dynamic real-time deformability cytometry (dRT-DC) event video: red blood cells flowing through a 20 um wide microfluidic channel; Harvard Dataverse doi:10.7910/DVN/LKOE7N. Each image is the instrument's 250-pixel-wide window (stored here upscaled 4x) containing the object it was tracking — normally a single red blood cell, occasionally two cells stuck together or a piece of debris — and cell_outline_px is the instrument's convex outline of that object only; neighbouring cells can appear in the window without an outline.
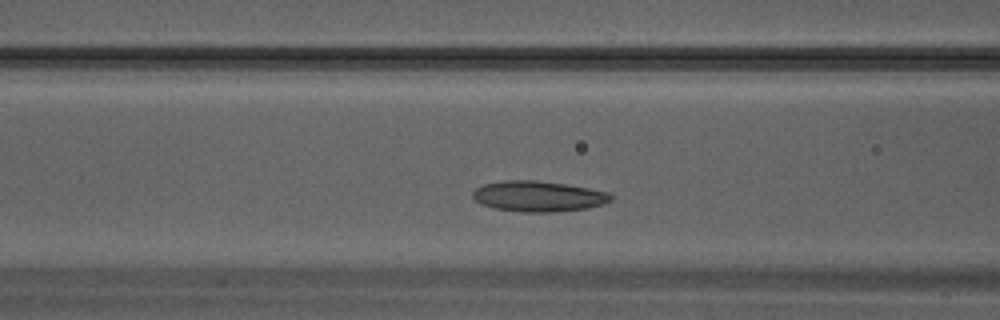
{"species": "Egyptian fruit bat (a non-hibernating species)", "species_latin": "Rousettus aegyptiacus", "temperature_condition": "warm", "stored_images_in_passage": 6, "camera_frame_rate_fps": 3000, "um_per_image_px": 0.085, "animal": {"sex": "male"}, "frame": {"image": 1, "passage_image": 5, "time_ms": 1.333, "image_size_px": [1000, 320], "cell_outline_px": [[612, 200], [604, 204], [588, 208], [552, 212], [520, 212], [496, 208], [480, 204], [472, 196], [472, 192], [476, 188], [484, 184], [504, 180], [536, 180], [564, 184], [588, 188], [608, 192], [612, 196]], "centroid_in_image_um": [45.75, 16.68], "position_along_channel_um": 120.8, "area_um2": 24.62}}